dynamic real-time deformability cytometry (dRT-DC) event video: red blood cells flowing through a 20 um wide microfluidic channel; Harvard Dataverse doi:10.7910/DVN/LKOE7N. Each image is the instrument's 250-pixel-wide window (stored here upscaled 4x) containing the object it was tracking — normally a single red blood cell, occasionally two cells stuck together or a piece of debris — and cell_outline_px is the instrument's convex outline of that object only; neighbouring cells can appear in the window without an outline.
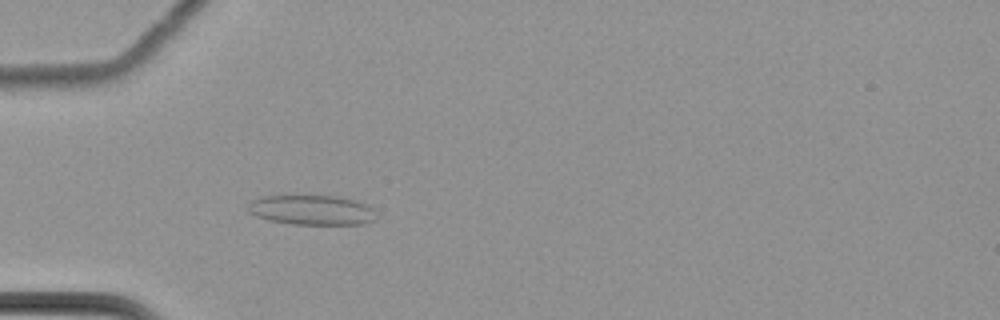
{"species": "common noctule bat (a hibernating species)", "species_latin": "Nyctalus noctula", "temperature_condition": "cold", "stored_images_in_passage": 57, "camera_frame_rate_fps": 3000, "um_per_image_px": 0.085, "animal": {"sex": "female", "body_mass_g": 22.7, "forearm_length_mm": 54.2}, "frame": {"image": 1, "passage_image": 16, "time_ms": 5.0, "image_size_px": [1000, 320], "cell_outline_px": [[376, 220], [364, 224], [292, 224], [272, 220], [256, 216], [248, 212], [252, 200], [264, 196], [340, 196], [368, 204], [372, 208]], "centroid_in_image_um": [26.55, 17.85], "position_along_channel_um": 58.4, "area_um2": 22.08}}
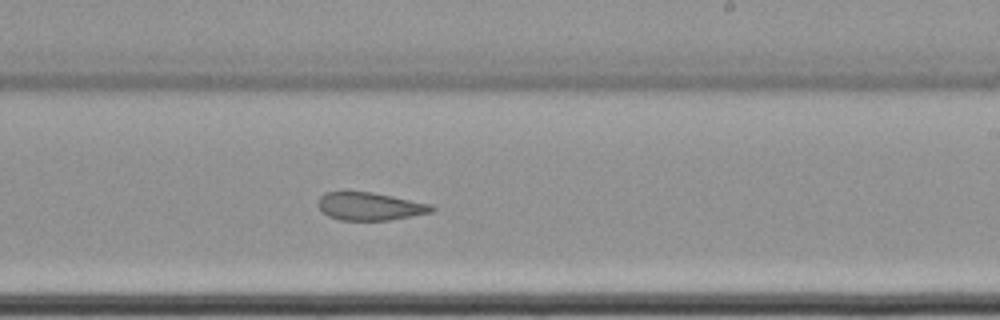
{"frame": {"image": 2, "passage_image": 34, "time_ms": 11.0, "image_size_px": [1000, 320], "cell_outline_px": [[436, 208], [432, 212], [412, 216], [388, 220], [340, 220], [328, 216], [316, 204], [320, 196], [324, 192], [372, 192], [432, 204]], "centroid_in_image_um": [31.44, 17.54], "position_along_channel_um": 257.6, "area_um2": 18.44}}
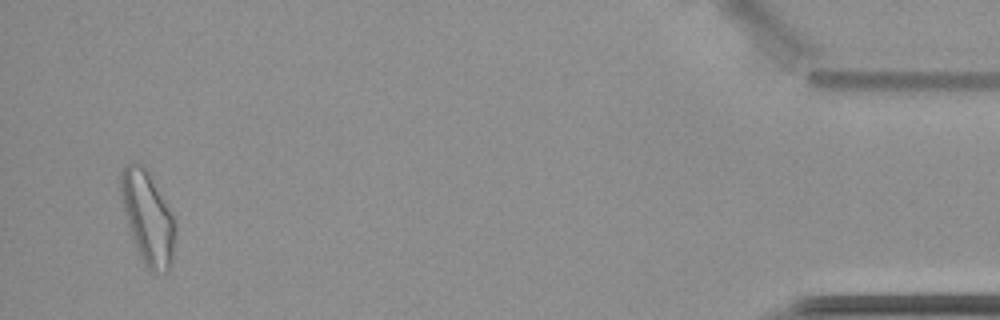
{"frame": {"image": 3, "passage_image": 55, "time_ms": 18.0, "image_size_px": [1000, 320], "cell_outline_px": [[176, 236], [172, 260], [168, 268], [164, 272], [152, 272], [144, 264], [136, 252], [124, 212], [120, 196], [120, 172], [132, 160], [144, 164], [168, 208], [176, 224]], "centroid_in_image_um": [12.53, 18.5], "position_along_channel_um": 422.7, "area_um2": 29.42}, "authors_computed_cell_mechanics": {"area_um2": 22.253, "velocity_mm_per_s": 3.4755, "shape_relaxation_time_tau1_ms": null, "shape_relaxation_time_tau2_ms": 3.6423, "deformation_change_tau1": null, "deformation_change_tau2": 0.0912}}